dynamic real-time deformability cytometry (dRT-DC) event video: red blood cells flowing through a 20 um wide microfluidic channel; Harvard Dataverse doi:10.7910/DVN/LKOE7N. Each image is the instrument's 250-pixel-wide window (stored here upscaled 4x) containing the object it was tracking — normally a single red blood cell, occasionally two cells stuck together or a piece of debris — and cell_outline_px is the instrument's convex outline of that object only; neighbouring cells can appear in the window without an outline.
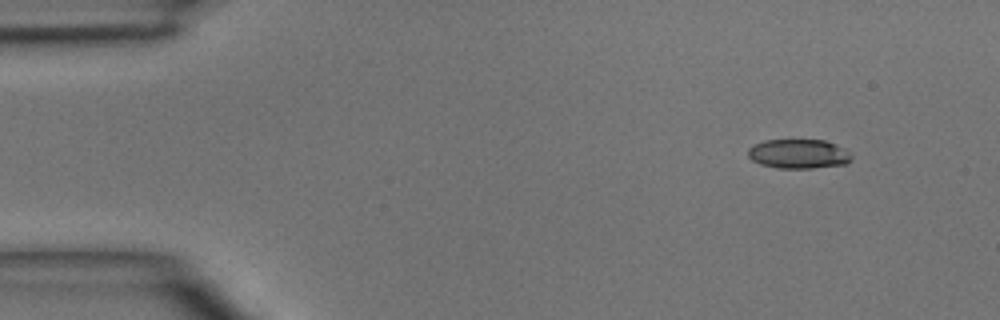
{"species": "common noctule bat (a hibernating species)", "species_latin": "Nyctalus noctula", "temperature_condition": "room temperature", "stored_images_in_passage": 3, "camera_frame_rate_fps": 3000, "um_per_image_px": 0.085, "animal": {"sex": "male", "body_mass_g": 15.6}, "frame": {"image": 1, "passage_image": 1, "time_ms": 0.0, "image_size_px": [1000, 320], "cell_outline_px": [[852, 156], [848, 164], [812, 168], [780, 168], [760, 164], [752, 160], [748, 156], [748, 148], [752, 144], [764, 140], [824, 140], [836, 144], [848, 152]], "centroid_in_image_um": [67.86, 13.08], "position_along_channel_um": 17.1, "area_um2": 17.74}}
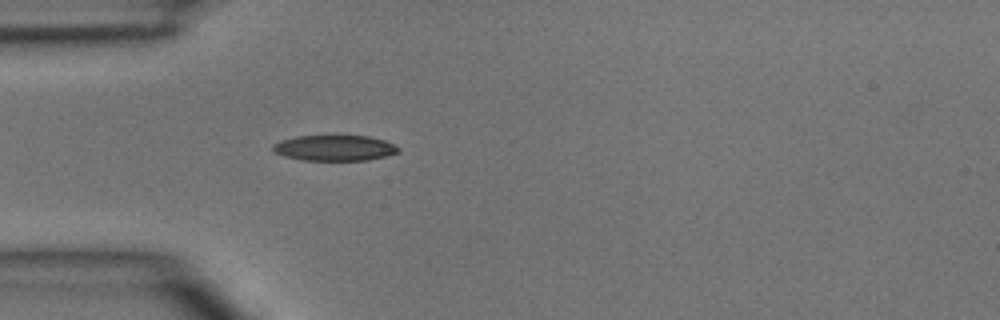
{"frame": {"image": 2, "passage_image": 3, "time_ms": 3.0, "image_size_px": [1000, 320], "cell_outline_px": [[400, 152], [388, 156], [368, 160], [304, 160], [284, 156], [276, 152], [272, 148], [272, 144], [280, 140], [296, 136], [368, 136], [384, 140], [400, 148]], "centroid_in_image_um": [28.45, 12.58], "position_along_channel_um": 56.5, "area_um2": 18.73}}